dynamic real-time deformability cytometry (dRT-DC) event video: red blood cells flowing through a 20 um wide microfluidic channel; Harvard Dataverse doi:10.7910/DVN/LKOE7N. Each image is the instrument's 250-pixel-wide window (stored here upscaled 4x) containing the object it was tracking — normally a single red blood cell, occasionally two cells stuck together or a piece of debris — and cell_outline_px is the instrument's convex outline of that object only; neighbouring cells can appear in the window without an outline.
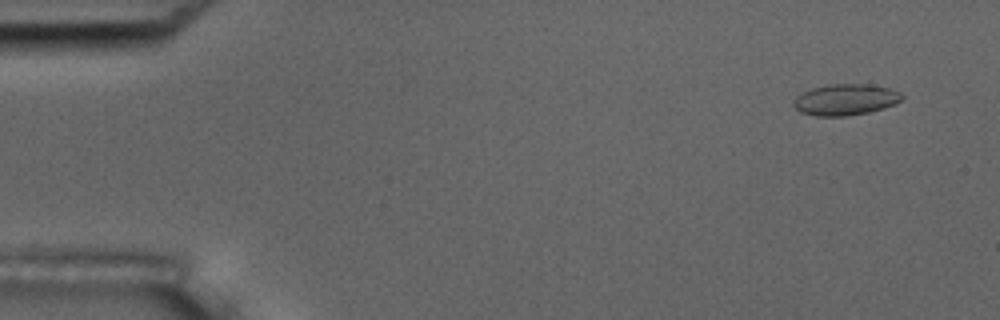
{"species": "common noctule bat (a hibernating species)", "species_latin": "Nyctalus noctula", "temperature_condition": "room temperature", "stored_images_in_passage": 9, "camera_frame_rate_fps": 3000, "um_per_image_px": 0.085, "animal": {"sex": "male", "body_mass_g": 17.5, "forearm_length_mm": 52.3}, "frame": {"image": 1, "passage_image": 1, "time_ms": 0.0, "image_size_px": [1000, 320], "cell_outline_px": [[904, 96], [896, 104], [884, 108], [868, 112], [844, 116], [816, 116], [800, 112], [792, 104], [792, 100], [796, 96], [812, 88], [832, 84], [868, 84], [888, 88], [900, 92]], "centroid_in_image_um": [71.85, 8.47], "position_along_channel_um": 13.1, "area_um2": 19.65}}
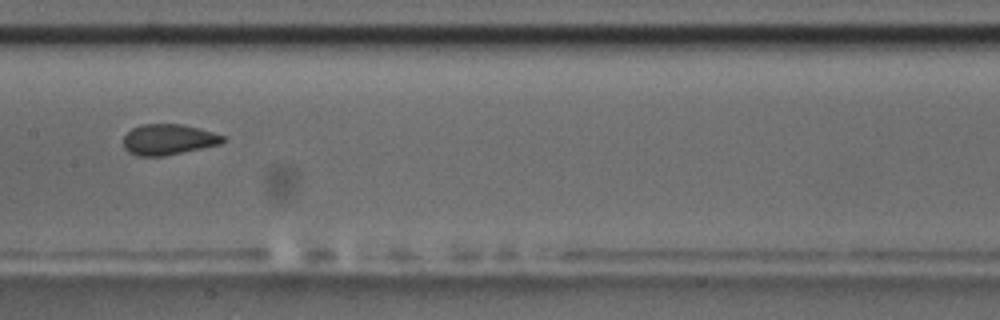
{"frame": {"image": 2, "passage_image": 8, "time_ms": 8.0, "image_size_px": [1000, 320], "cell_outline_px": [[228, 140], [220, 144], [164, 156], [136, 156], [128, 152], [124, 148], [124, 136], [132, 128], [140, 124], [180, 124], [200, 128], [228, 136]], "centroid_in_image_um": [14.35, 11.85], "position_along_channel_um": 193.1, "area_um2": 18.03}}